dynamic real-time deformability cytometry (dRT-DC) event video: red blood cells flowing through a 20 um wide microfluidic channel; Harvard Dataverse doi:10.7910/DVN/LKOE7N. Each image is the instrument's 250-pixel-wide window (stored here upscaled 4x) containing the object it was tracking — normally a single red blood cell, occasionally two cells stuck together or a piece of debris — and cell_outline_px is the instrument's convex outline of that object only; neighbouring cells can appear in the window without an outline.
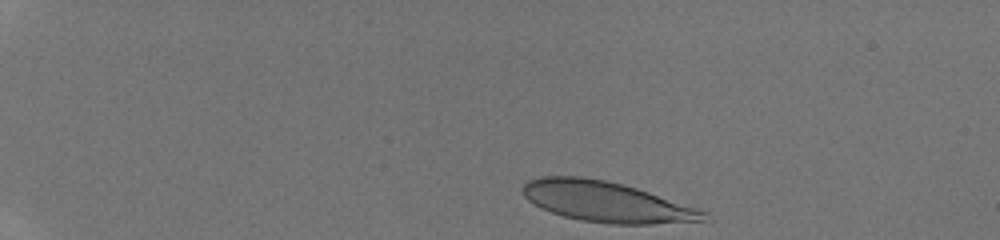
{"species": "human", "species_latin": "Homo sapiens", "temperature_condition": "room temperature", "stored_images_in_passage": 34, "camera_frame_rate_fps": 3000, "um_per_image_px": 0.085, "donor": {"sex": "male"}, "frame": {"image": 1, "passage_image": 1, "time_ms": 0.0, "image_size_px": [1000, 240], "cell_outline_px": [[712, 220], [652, 224], [608, 224], [580, 220], [564, 216], [540, 208], [528, 200], [524, 196], [520, 188], [528, 180], [540, 176], [580, 176], [604, 180], [624, 184], [708, 212]], "centroid_in_image_um": [51.52, 17.15], "position_along_channel_um": 33.5, "area_um2": 42.77}}
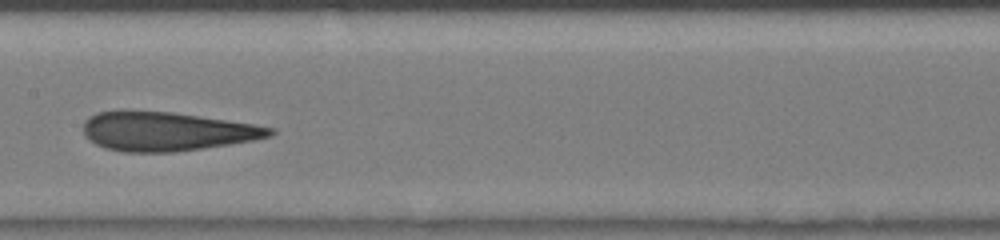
{"frame": {"image": 2, "passage_image": 18, "time_ms": 5.667, "image_size_px": [1000, 240], "cell_outline_px": [[276, 132], [272, 136], [252, 140], [228, 144], [172, 152], [124, 152], [104, 148], [96, 144], [84, 132], [84, 120], [88, 116], [96, 112], [124, 108], [172, 112], [252, 124], [276, 128]], "centroid_in_image_um": [14.1, 11.13], "position_along_channel_um": 193.3, "area_um2": 42.66}}
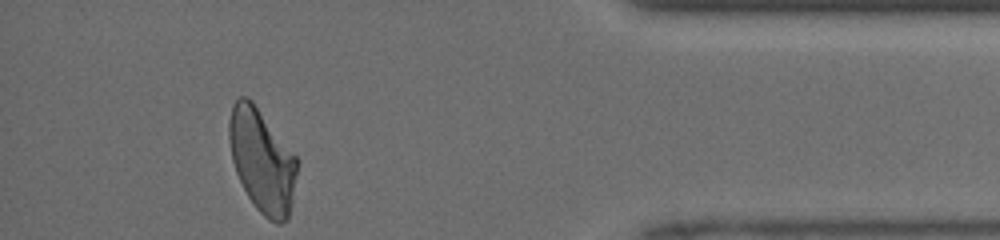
{"frame": {"image": 3, "passage_image": 34, "time_ms": 11.0, "image_size_px": [1000, 240], "cell_outline_px": [[300, 160], [292, 204], [288, 220], [280, 224], [276, 224], [268, 220], [256, 208], [248, 196], [236, 172], [232, 160], [228, 140], [228, 120], [232, 104], [240, 96], [248, 96], [252, 100]], "centroid_in_image_um": [22.29, 13.66], "position_along_channel_um": 412.9, "area_um2": 41.62}}